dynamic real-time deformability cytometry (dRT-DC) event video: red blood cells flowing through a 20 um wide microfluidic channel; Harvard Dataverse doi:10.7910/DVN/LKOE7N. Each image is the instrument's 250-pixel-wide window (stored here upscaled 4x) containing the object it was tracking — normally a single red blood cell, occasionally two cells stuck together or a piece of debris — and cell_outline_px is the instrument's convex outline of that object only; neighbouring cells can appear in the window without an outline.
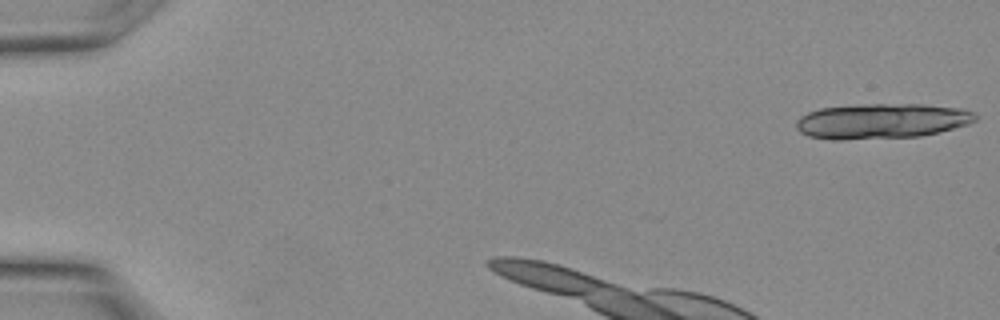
{"species": "Egyptian fruit bat (a non-hibernating species)", "species_latin": "Rousettus aegyptiacus", "temperature_condition": "warm", "stored_images_in_passage": 7, "camera_frame_rate_fps": 3000, "um_per_image_px": 0.085, "animal": {"sex": "female"}, "frame": {"image": 1, "passage_image": 1, "time_ms": 0.0, "image_size_px": [1000, 320], "cell_outline_px": [[976, 120], [968, 124], [920, 136], [840, 140], [832, 140], [808, 136], [800, 132], [796, 128], [796, 120], [800, 116], [808, 112], [820, 108], [856, 104], [924, 104], [964, 108], [972, 112], [976, 116]], "centroid_in_image_um": [74.9, 10.28], "position_along_channel_um": 10.1, "area_um2": 36.93}}